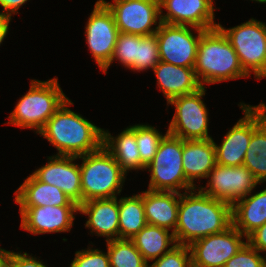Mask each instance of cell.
Here are the masks:
<instances>
[{
    "instance_id": "1",
    "label": "cell",
    "mask_w": 266,
    "mask_h": 267,
    "mask_svg": "<svg viewBox=\"0 0 266 267\" xmlns=\"http://www.w3.org/2000/svg\"><path fill=\"white\" fill-rule=\"evenodd\" d=\"M195 190L180 193L174 232L177 244L189 246L198 239L223 232L232 225L231 204Z\"/></svg>"
},
{
    "instance_id": "2",
    "label": "cell",
    "mask_w": 266,
    "mask_h": 267,
    "mask_svg": "<svg viewBox=\"0 0 266 267\" xmlns=\"http://www.w3.org/2000/svg\"><path fill=\"white\" fill-rule=\"evenodd\" d=\"M72 104L66 99L38 133L56 147L57 155L78 157L103 146L104 129L71 111L67 105Z\"/></svg>"
},
{
    "instance_id": "3",
    "label": "cell",
    "mask_w": 266,
    "mask_h": 267,
    "mask_svg": "<svg viewBox=\"0 0 266 267\" xmlns=\"http://www.w3.org/2000/svg\"><path fill=\"white\" fill-rule=\"evenodd\" d=\"M194 70L203 87L204 83L215 84L249 77L227 37L218 27L201 34Z\"/></svg>"
},
{
    "instance_id": "4",
    "label": "cell",
    "mask_w": 266,
    "mask_h": 267,
    "mask_svg": "<svg viewBox=\"0 0 266 267\" xmlns=\"http://www.w3.org/2000/svg\"><path fill=\"white\" fill-rule=\"evenodd\" d=\"M82 159L81 191L82 203L95 199L115 198L122 190L126 173L104 147L78 156Z\"/></svg>"
},
{
    "instance_id": "5",
    "label": "cell",
    "mask_w": 266,
    "mask_h": 267,
    "mask_svg": "<svg viewBox=\"0 0 266 267\" xmlns=\"http://www.w3.org/2000/svg\"><path fill=\"white\" fill-rule=\"evenodd\" d=\"M58 79L31 80L29 91L18 101L7 124L35 129L38 133L68 97Z\"/></svg>"
},
{
    "instance_id": "6",
    "label": "cell",
    "mask_w": 266,
    "mask_h": 267,
    "mask_svg": "<svg viewBox=\"0 0 266 267\" xmlns=\"http://www.w3.org/2000/svg\"><path fill=\"white\" fill-rule=\"evenodd\" d=\"M151 172L149 190L180 193L194 187L185 177L182 166V139L168 132L161 139L153 160L145 170Z\"/></svg>"
},
{
    "instance_id": "7",
    "label": "cell",
    "mask_w": 266,
    "mask_h": 267,
    "mask_svg": "<svg viewBox=\"0 0 266 267\" xmlns=\"http://www.w3.org/2000/svg\"><path fill=\"white\" fill-rule=\"evenodd\" d=\"M235 50L243 70L255 78L266 77V24L251 18L241 25L225 29L217 26Z\"/></svg>"
},
{
    "instance_id": "8",
    "label": "cell",
    "mask_w": 266,
    "mask_h": 267,
    "mask_svg": "<svg viewBox=\"0 0 266 267\" xmlns=\"http://www.w3.org/2000/svg\"><path fill=\"white\" fill-rule=\"evenodd\" d=\"M245 116L226 133L222 143L215 142L216 163L222 166H242L253 130L266 118V105L240 104Z\"/></svg>"
},
{
    "instance_id": "9",
    "label": "cell",
    "mask_w": 266,
    "mask_h": 267,
    "mask_svg": "<svg viewBox=\"0 0 266 267\" xmlns=\"http://www.w3.org/2000/svg\"><path fill=\"white\" fill-rule=\"evenodd\" d=\"M205 86L187 95L171 99L168 104L175 105V114L169 123L168 133L183 140L212 139L208 134V111L202 98Z\"/></svg>"
},
{
    "instance_id": "10",
    "label": "cell",
    "mask_w": 266,
    "mask_h": 267,
    "mask_svg": "<svg viewBox=\"0 0 266 267\" xmlns=\"http://www.w3.org/2000/svg\"><path fill=\"white\" fill-rule=\"evenodd\" d=\"M101 1L111 11L119 32L141 36L157 32L161 23L159 0H113L114 3ZM154 24L158 26L152 28Z\"/></svg>"
},
{
    "instance_id": "11",
    "label": "cell",
    "mask_w": 266,
    "mask_h": 267,
    "mask_svg": "<svg viewBox=\"0 0 266 267\" xmlns=\"http://www.w3.org/2000/svg\"><path fill=\"white\" fill-rule=\"evenodd\" d=\"M160 23L156 32L160 61L176 66L194 68L198 43L203 29ZM196 30L198 35L191 32Z\"/></svg>"
},
{
    "instance_id": "12",
    "label": "cell",
    "mask_w": 266,
    "mask_h": 267,
    "mask_svg": "<svg viewBox=\"0 0 266 267\" xmlns=\"http://www.w3.org/2000/svg\"><path fill=\"white\" fill-rule=\"evenodd\" d=\"M233 225L225 231L205 236L191 243L188 247L192 267H224L246 242Z\"/></svg>"
},
{
    "instance_id": "13",
    "label": "cell",
    "mask_w": 266,
    "mask_h": 267,
    "mask_svg": "<svg viewBox=\"0 0 266 267\" xmlns=\"http://www.w3.org/2000/svg\"><path fill=\"white\" fill-rule=\"evenodd\" d=\"M209 177L207 186L201 187L199 190L211 198L225 201L231 205L249 196L256 185L260 183L244 165L234 167L216 164L208 174L207 178Z\"/></svg>"
},
{
    "instance_id": "14",
    "label": "cell",
    "mask_w": 266,
    "mask_h": 267,
    "mask_svg": "<svg viewBox=\"0 0 266 267\" xmlns=\"http://www.w3.org/2000/svg\"><path fill=\"white\" fill-rule=\"evenodd\" d=\"M86 41L101 70L111 61L119 30L108 7L98 0L87 21Z\"/></svg>"
},
{
    "instance_id": "15",
    "label": "cell",
    "mask_w": 266,
    "mask_h": 267,
    "mask_svg": "<svg viewBox=\"0 0 266 267\" xmlns=\"http://www.w3.org/2000/svg\"><path fill=\"white\" fill-rule=\"evenodd\" d=\"M162 23L190 26L210 30L218 26L214 22L213 0H159ZM162 8L167 14L162 15Z\"/></svg>"
},
{
    "instance_id": "16",
    "label": "cell",
    "mask_w": 266,
    "mask_h": 267,
    "mask_svg": "<svg viewBox=\"0 0 266 267\" xmlns=\"http://www.w3.org/2000/svg\"><path fill=\"white\" fill-rule=\"evenodd\" d=\"M76 156L54 155L48 163L32 173L38 180L61 189L78 206L82 204L80 166Z\"/></svg>"
},
{
    "instance_id": "17",
    "label": "cell",
    "mask_w": 266,
    "mask_h": 267,
    "mask_svg": "<svg viewBox=\"0 0 266 267\" xmlns=\"http://www.w3.org/2000/svg\"><path fill=\"white\" fill-rule=\"evenodd\" d=\"M20 227L32 234L69 232L79 206L20 207Z\"/></svg>"
},
{
    "instance_id": "18",
    "label": "cell",
    "mask_w": 266,
    "mask_h": 267,
    "mask_svg": "<svg viewBox=\"0 0 266 267\" xmlns=\"http://www.w3.org/2000/svg\"><path fill=\"white\" fill-rule=\"evenodd\" d=\"M79 212L88 215L85 227L90 228L91 233L107 237L106 242L119 239L117 197L85 201L79 205Z\"/></svg>"
},
{
    "instance_id": "19",
    "label": "cell",
    "mask_w": 266,
    "mask_h": 267,
    "mask_svg": "<svg viewBox=\"0 0 266 267\" xmlns=\"http://www.w3.org/2000/svg\"><path fill=\"white\" fill-rule=\"evenodd\" d=\"M179 201L180 193L178 192L149 189L145 192L143 191L142 202L146 223L168 230L172 229V233H174L178 221Z\"/></svg>"
},
{
    "instance_id": "20",
    "label": "cell",
    "mask_w": 266,
    "mask_h": 267,
    "mask_svg": "<svg viewBox=\"0 0 266 267\" xmlns=\"http://www.w3.org/2000/svg\"><path fill=\"white\" fill-rule=\"evenodd\" d=\"M153 71L157 77L158 87L163 91L167 103L173 98L191 94L203 87L194 68L159 61Z\"/></svg>"
},
{
    "instance_id": "21",
    "label": "cell",
    "mask_w": 266,
    "mask_h": 267,
    "mask_svg": "<svg viewBox=\"0 0 266 267\" xmlns=\"http://www.w3.org/2000/svg\"><path fill=\"white\" fill-rule=\"evenodd\" d=\"M216 164V152L213 139H182V166L186 179L194 187H196L194 179L207 178Z\"/></svg>"
},
{
    "instance_id": "22",
    "label": "cell",
    "mask_w": 266,
    "mask_h": 267,
    "mask_svg": "<svg viewBox=\"0 0 266 267\" xmlns=\"http://www.w3.org/2000/svg\"><path fill=\"white\" fill-rule=\"evenodd\" d=\"M20 207L78 206L61 189L38 180L33 174L15 191Z\"/></svg>"
},
{
    "instance_id": "23",
    "label": "cell",
    "mask_w": 266,
    "mask_h": 267,
    "mask_svg": "<svg viewBox=\"0 0 266 267\" xmlns=\"http://www.w3.org/2000/svg\"><path fill=\"white\" fill-rule=\"evenodd\" d=\"M266 223V189L232 205V225L246 237Z\"/></svg>"
},
{
    "instance_id": "24",
    "label": "cell",
    "mask_w": 266,
    "mask_h": 267,
    "mask_svg": "<svg viewBox=\"0 0 266 267\" xmlns=\"http://www.w3.org/2000/svg\"><path fill=\"white\" fill-rule=\"evenodd\" d=\"M103 145L126 174L129 170H143L146 168L141 162L138 152L135 125L127 127L115 138L104 130Z\"/></svg>"
},
{
    "instance_id": "25",
    "label": "cell",
    "mask_w": 266,
    "mask_h": 267,
    "mask_svg": "<svg viewBox=\"0 0 266 267\" xmlns=\"http://www.w3.org/2000/svg\"><path fill=\"white\" fill-rule=\"evenodd\" d=\"M131 240L147 263L160 258L177 244L174 233L169 234L166 228L148 224Z\"/></svg>"
},
{
    "instance_id": "26",
    "label": "cell",
    "mask_w": 266,
    "mask_h": 267,
    "mask_svg": "<svg viewBox=\"0 0 266 267\" xmlns=\"http://www.w3.org/2000/svg\"><path fill=\"white\" fill-rule=\"evenodd\" d=\"M119 206V239H132L146 225L142 194L122 197Z\"/></svg>"
},
{
    "instance_id": "27",
    "label": "cell",
    "mask_w": 266,
    "mask_h": 267,
    "mask_svg": "<svg viewBox=\"0 0 266 267\" xmlns=\"http://www.w3.org/2000/svg\"><path fill=\"white\" fill-rule=\"evenodd\" d=\"M243 165L260 183L266 181V118L252 132Z\"/></svg>"
},
{
    "instance_id": "28",
    "label": "cell",
    "mask_w": 266,
    "mask_h": 267,
    "mask_svg": "<svg viewBox=\"0 0 266 267\" xmlns=\"http://www.w3.org/2000/svg\"><path fill=\"white\" fill-rule=\"evenodd\" d=\"M110 267H148L131 239L107 241Z\"/></svg>"
},
{
    "instance_id": "29",
    "label": "cell",
    "mask_w": 266,
    "mask_h": 267,
    "mask_svg": "<svg viewBox=\"0 0 266 267\" xmlns=\"http://www.w3.org/2000/svg\"><path fill=\"white\" fill-rule=\"evenodd\" d=\"M138 45L139 35L119 32L111 61L102 69L103 73H107L114 60H119L123 66L137 71Z\"/></svg>"
},
{
    "instance_id": "30",
    "label": "cell",
    "mask_w": 266,
    "mask_h": 267,
    "mask_svg": "<svg viewBox=\"0 0 266 267\" xmlns=\"http://www.w3.org/2000/svg\"><path fill=\"white\" fill-rule=\"evenodd\" d=\"M164 136L149 125H135V139L141 162L146 166L154 158L158 145Z\"/></svg>"
},
{
    "instance_id": "31",
    "label": "cell",
    "mask_w": 266,
    "mask_h": 267,
    "mask_svg": "<svg viewBox=\"0 0 266 267\" xmlns=\"http://www.w3.org/2000/svg\"><path fill=\"white\" fill-rule=\"evenodd\" d=\"M160 61L156 33L148 36L139 35L137 52V71L154 69Z\"/></svg>"
},
{
    "instance_id": "32",
    "label": "cell",
    "mask_w": 266,
    "mask_h": 267,
    "mask_svg": "<svg viewBox=\"0 0 266 267\" xmlns=\"http://www.w3.org/2000/svg\"><path fill=\"white\" fill-rule=\"evenodd\" d=\"M189 252L188 246L176 244L169 252L155 259L148 267H192Z\"/></svg>"
},
{
    "instance_id": "33",
    "label": "cell",
    "mask_w": 266,
    "mask_h": 267,
    "mask_svg": "<svg viewBox=\"0 0 266 267\" xmlns=\"http://www.w3.org/2000/svg\"><path fill=\"white\" fill-rule=\"evenodd\" d=\"M224 267H264V257L248 242L226 263Z\"/></svg>"
},
{
    "instance_id": "34",
    "label": "cell",
    "mask_w": 266,
    "mask_h": 267,
    "mask_svg": "<svg viewBox=\"0 0 266 267\" xmlns=\"http://www.w3.org/2000/svg\"><path fill=\"white\" fill-rule=\"evenodd\" d=\"M70 267H110L109 256L98 249L76 251Z\"/></svg>"
},
{
    "instance_id": "35",
    "label": "cell",
    "mask_w": 266,
    "mask_h": 267,
    "mask_svg": "<svg viewBox=\"0 0 266 267\" xmlns=\"http://www.w3.org/2000/svg\"><path fill=\"white\" fill-rule=\"evenodd\" d=\"M10 265L11 267H47L42 261L25 253H16L10 251Z\"/></svg>"
},
{
    "instance_id": "36",
    "label": "cell",
    "mask_w": 266,
    "mask_h": 267,
    "mask_svg": "<svg viewBox=\"0 0 266 267\" xmlns=\"http://www.w3.org/2000/svg\"><path fill=\"white\" fill-rule=\"evenodd\" d=\"M246 239L247 242L259 252L266 251V223L256 228Z\"/></svg>"
},
{
    "instance_id": "37",
    "label": "cell",
    "mask_w": 266,
    "mask_h": 267,
    "mask_svg": "<svg viewBox=\"0 0 266 267\" xmlns=\"http://www.w3.org/2000/svg\"><path fill=\"white\" fill-rule=\"evenodd\" d=\"M27 1L28 0H0V5L3 7L0 16L11 18L12 14H17V10L20 8V6L25 4Z\"/></svg>"
},
{
    "instance_id": "38",
    "label": "cell",
    "mask_w": 266,
    "mask_h": 267,
    "mask_svg": "<svg viewBox=\"0 0 266 267\" xmlns=\"http://www.w3.org/2000/svg\"><path fill=\"white\" fill-rule=\"evenodd\" d=\"M10 20L9 17L0 16V44L8 33Z\"/></svg>"
},
{
    "instance_id": "39",
    "label": "cell",
    "mask_w": 266,
    "mask_h": 267,
    "mask_svg": "<svg viewBox=\"0 0 266 267\" xmlns=\"http://www.w3.org/2000/svg\"><path fill=\"white\" fill-rule=\"evenodd\" d=\"M0 267H11L10 251L0 248Z\"/></svg>"
},
{
    "instance_id": "40",
    "label": "cell",
    "mask_w": 266,
    "mask_h": 267,
    "mask_svg": "<svg viewBox=\"0 0 266 267\" xmlns=\"http://www.w3.org/2000/svg\"><path fill=\"white\" fill-rule=\"evenodd\" d=\"M252 1H257V2H259V3H266V0H252Z\"/></svg>"
},
{
    "instance_id": "41",
    "label": "cell",
    "mask_w": 266,
    "mask_h": 267,
    "mask_svg": "<svg viewBox=\"0 0 266 267\" xmlns=\"http://www.w3.org/2000/svg\"><path fill=\"white\" fill-rule=\"evenodd\" d=\"M264 267H266V258H264Z\"/></svg>"
}]
</instances>
